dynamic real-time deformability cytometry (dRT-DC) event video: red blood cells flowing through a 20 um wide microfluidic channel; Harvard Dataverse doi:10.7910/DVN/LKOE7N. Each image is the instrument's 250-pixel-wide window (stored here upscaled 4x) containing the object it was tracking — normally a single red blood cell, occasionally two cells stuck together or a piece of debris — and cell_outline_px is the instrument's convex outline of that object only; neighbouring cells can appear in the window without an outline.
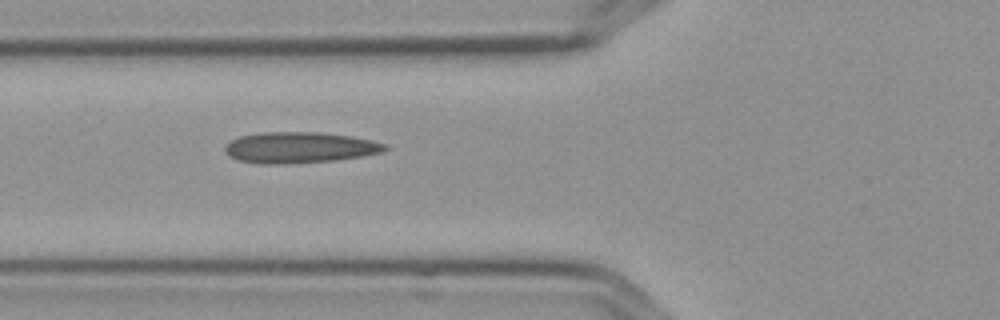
{"species": "Egyptian fruit bat (a non-hibernating species)", "species_latin": "Rousettus aegyptiacus", "temperature_condition": "cold", "stored_images_in_passage": 7, "camera_frame_rate_fps": 3000, "um_per_image_px": 0.085, "frame": {"image": 1, "passage_image": 3, "time_ms": 0.667, "image_size_px": [1000, 320], "cell_outline_px": [[388, 148], [384, 152], [364, 156], [332, 160], [284, 164], [256, 164], [240, 160], [228, 156], [224, 152], [224, 144], [240, 136], [264, 132], [320, 132], [352, 136], [372, 140], [388, 144]], "centroid_in_image_um": [25.47, 12.54], "position_along_channel_um": 100.3, "area_um2": 29.19}}
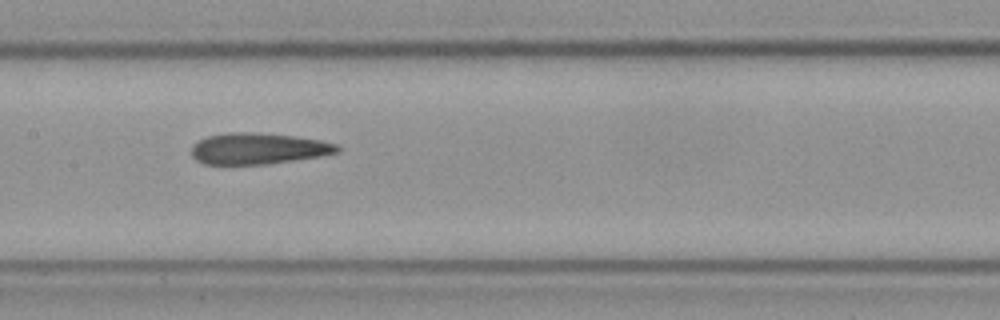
{"frame": {"image": 2, "passage_image": 5, "time_ms": 1.333, "image_size_px": [1000, 320], "cell_outline_px": [[344, 148], [340, 152], [320, 156], [264, 164], [204, 164], [196, 160], [192, 156], [192, 144], [208, 136], [228, 132], [248, 132], [296, 136], [320, 140], [340, 144]], "centroid_in_image_um": [21.99, 12.62], "position_along_channel_um": 185.4, "area_um2": 26.59}}
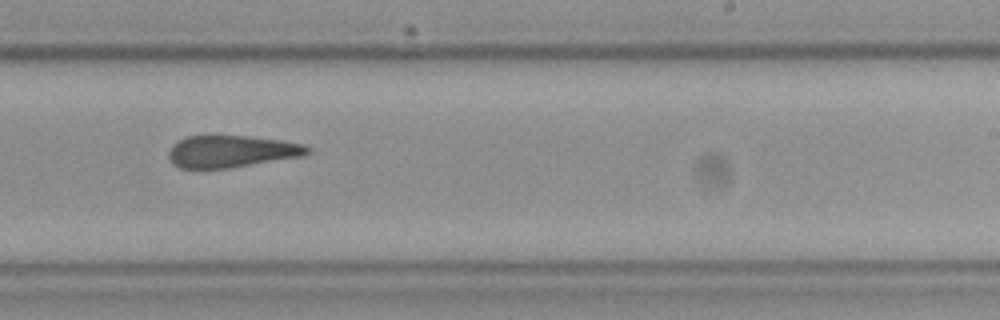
{"frame": {"image": 3, "passage_image": 7, "time_ms": 2.0, "image_size_px": [1000, 320], "cell_outline_px": [[312, 148], [308, 152], [300, 156], [228, 168], [200, 172], [180, 168], [172, 164], [168, 156], [168, 152], [172, 144], [176, 140], [184, 136], [248, 136], [280, 140], [304, 144]], "centroid_in_image_um": [19.54, 12.9], "position_along_channel_um": 269.5, "area_um2": 26.47}}